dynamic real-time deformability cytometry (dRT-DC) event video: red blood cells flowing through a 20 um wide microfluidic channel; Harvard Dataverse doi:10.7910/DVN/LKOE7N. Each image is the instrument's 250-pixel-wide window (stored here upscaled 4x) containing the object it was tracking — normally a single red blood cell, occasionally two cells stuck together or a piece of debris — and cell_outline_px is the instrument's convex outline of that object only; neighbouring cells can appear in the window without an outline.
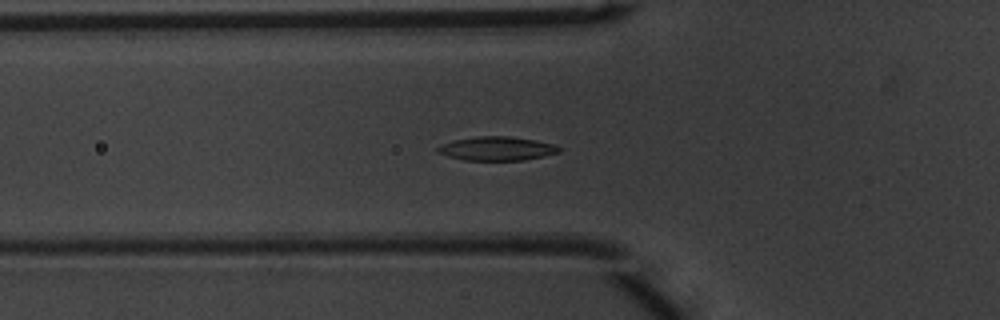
{"species": "common noctule bat (a hibernating species)", "species_latin": "Nyctalus noctula", "temperature_condition": "warm", "stored_images_in_passage": 52, "camera_frame_rate_fps": 3000, "um_per_image_px": 0.085, "animal": {"sex": "male", "body_mass_g": 20.1, "forearm_length_mm": 53.5}, "frame": {"image": 1, "passage_image": 19, "time_ms": 6.0, "image_size_px": [1000, 320], "cell_outline_px": [[560, 152], [544, 156], [524, 160], [464, 160], [448, 156], [436, 152], [436, 148], [452, 140], [476, 136], [508, 136], [536, 140], [552, 144], [560, 148]], "centroid_in_image_um": [42.21, 12.63], "position_along_channel_um": 83.6, "area_um2": 16.82}}
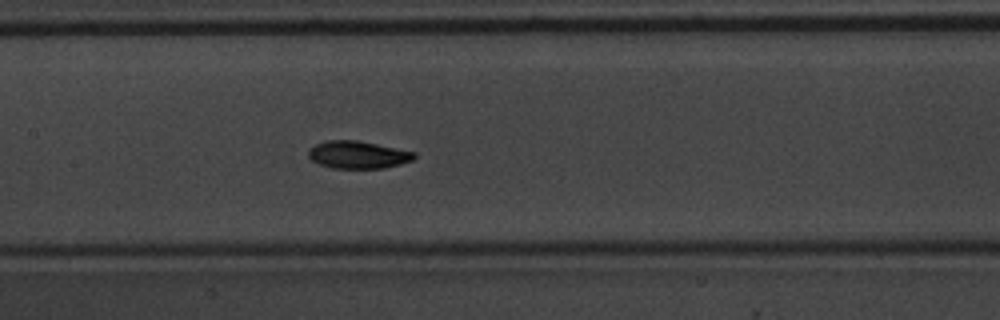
{"frame": {"image": 2, "passage_image": 26, "time_ms": 8.333, "image_size_px": [1000, 320], "cell_outline_px": [[416, 156], [412, 160], [400, 164], [384, 168], [332, 168], [320, 164], [312, 160], [308, 156], [308, 152], [316, 144], [324, 140], [356, 140], [416, 152]], "centroid_in_image_um": [30.43, 13.15], "position_along_channel_um": 177.0, "area_um2": 16.82}}
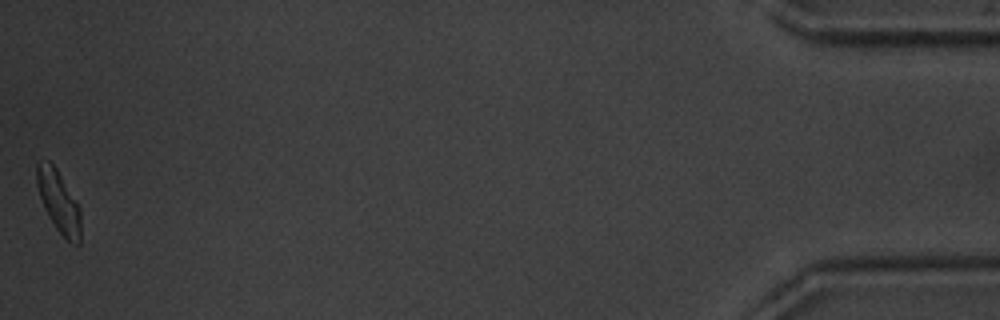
{"frame": {"image": 3, "passage_image": 52, "time_ms": 17.0, "image_size_px": [1000, 320], "cell_outline_px": [[80, 244], [72, 244], [56, 228], [48, 216], [44, 208], [36, 184], [36, 164], [48, 160], [56, 168], [80, 208]], "centroid_in_image_um": [4.98, 17.14], "position_along_channel_um": 430.2, "area_um2": 15.55}, "authors_computed_cell_mechanics": {"area_um2": 16.6464, "velocity_mm_per_s": 3.9618, "shape_relaxation_time_tau1_ms": 2.158, "shape_relaxation_time_tau2_ms": null, "deformation_change_tau1": 0.1072, "deformation_change_tau2": null}}